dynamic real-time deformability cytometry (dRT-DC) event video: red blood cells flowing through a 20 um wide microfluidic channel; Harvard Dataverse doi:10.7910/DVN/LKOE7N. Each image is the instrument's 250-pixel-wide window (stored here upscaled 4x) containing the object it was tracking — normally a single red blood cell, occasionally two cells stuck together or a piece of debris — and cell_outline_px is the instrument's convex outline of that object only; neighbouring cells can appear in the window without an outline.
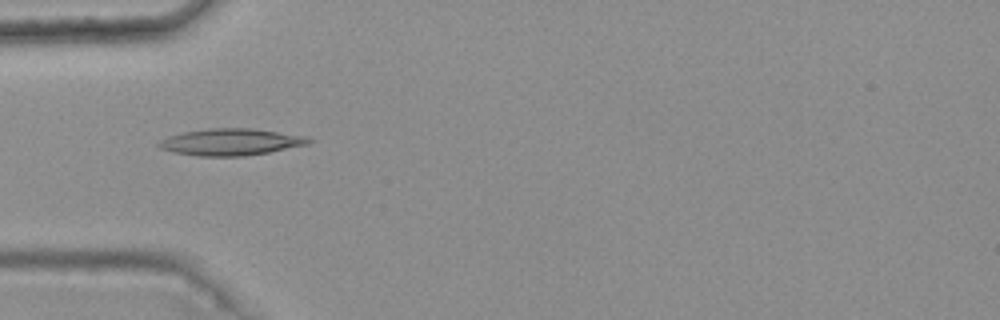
{"species": "common noctule bat (a hibernating species)", "species_latin": "Nyctalus noctula", "temperature_condition": "warm", "stored_images_in_passage": 8, "camera_frame_rate_fps": 3000, "um_per_image_px": 0.085, "animal": {"sex": "female", "body_mass_g": 25.1}, "frame": {"image": 1, "passage_image": 3, "time_ms": 0.667, "image_size_px": [1000, 320], "cell_outline_px": [[316, 140], [308, 144], [268, 152], [244, 156], [196, 156], [172, 152], [160, 148], [156, 144], [160, 140], [168, 136], [184, 132], [208, 128], [252, 128], [308, 136]], "centroid_in_image_um": [19.63, 12.06], "position_along_channel_um": 65.4, "area_um2": 23.52}}
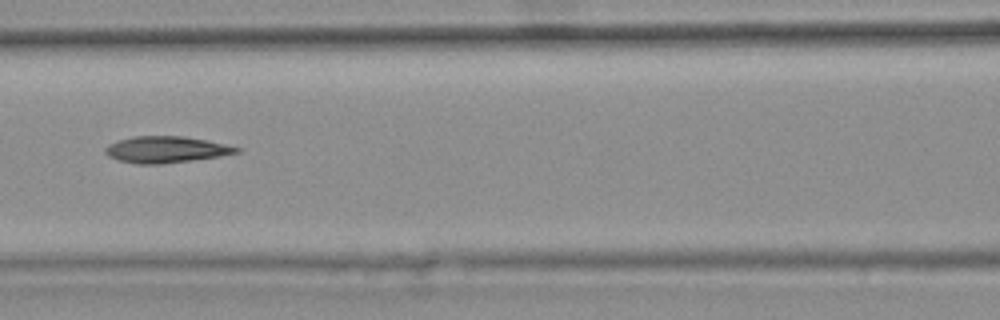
{"frame": {"image": 2, "passage_image": 5, "time_ms": 1.333, "image_size_px": [1000, 320], "cell_outline_px": [[240, 152], [220, 156], [164, 164], [136, 164], [120, 160], [108, 156], [104, 152], [104, 148], [108, 144], [132, 136], [184, 136], [224, 144], [240, 148]], "centroid_in_image_um": [14.08, 12.71], "position_along_channel_um": 152.5, "area_um2": 20.11}}
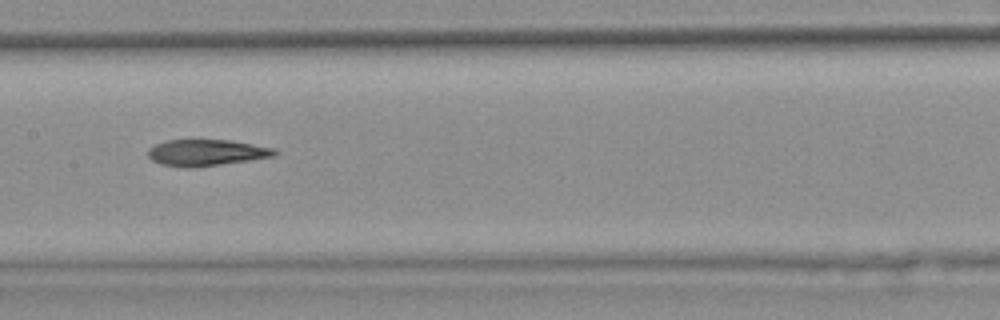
{"frame": {"image": 3, "passage_image": 6, "time_ms": 1.667, "image_size_px": [1000, 320], "cell_outline_px": [[280, 152], [276, 156], [192, 168], [184, 168], [160, 164], [152, 160], [148, 156], [148, 148], [156, 144], [168, 140], [228, 140], [276, 148]], "centroid_in_image_um": [17.55, 12.98], "position_along_channel_um": 189.8, "area_um2": 19.48}}